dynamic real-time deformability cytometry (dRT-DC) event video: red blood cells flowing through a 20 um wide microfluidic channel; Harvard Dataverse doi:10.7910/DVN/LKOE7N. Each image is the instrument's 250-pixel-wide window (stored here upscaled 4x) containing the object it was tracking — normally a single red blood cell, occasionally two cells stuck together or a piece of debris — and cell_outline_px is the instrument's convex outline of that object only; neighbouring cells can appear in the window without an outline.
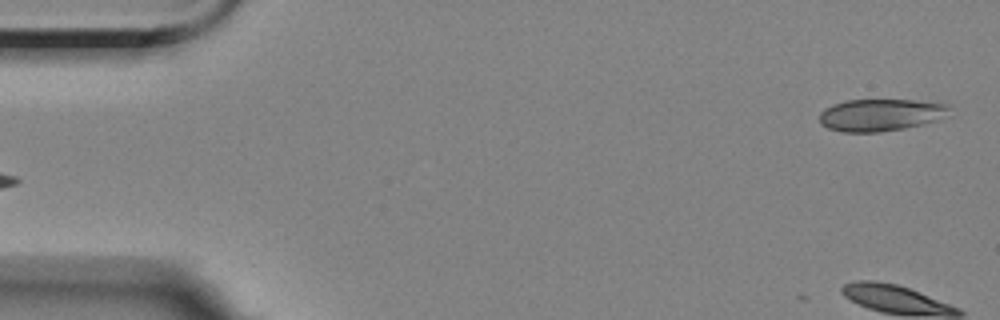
{"species": "Egyptian fruit bat (a non-hibernating species)", "species_latin": "Rousettus aegyptiacus", "temperature_condition": "room temperature", "stored_images_in_passage": 4, "camera_frame_rate_fps": 3000, "um_per_image_px": 0.085, "animal": {"sex": "female"}, "frame": {"image": 1, "passage_image": 4, "time_ms": 3.333, "image_size_px": [1000, 320], "cell_outline_px": [[948, 108], [932, 120], [920, 124], [904, 128], [880, 132], [844, 132], [828, 128], [820, 124], [820, 112], [824, 108], [832, 104], [848, 100], [916, 100], [948, 104]], "centroid_in_image_um": [74.7, 9.76], "position_along_channel_um": 10.3, "area_um2": 23.7}}